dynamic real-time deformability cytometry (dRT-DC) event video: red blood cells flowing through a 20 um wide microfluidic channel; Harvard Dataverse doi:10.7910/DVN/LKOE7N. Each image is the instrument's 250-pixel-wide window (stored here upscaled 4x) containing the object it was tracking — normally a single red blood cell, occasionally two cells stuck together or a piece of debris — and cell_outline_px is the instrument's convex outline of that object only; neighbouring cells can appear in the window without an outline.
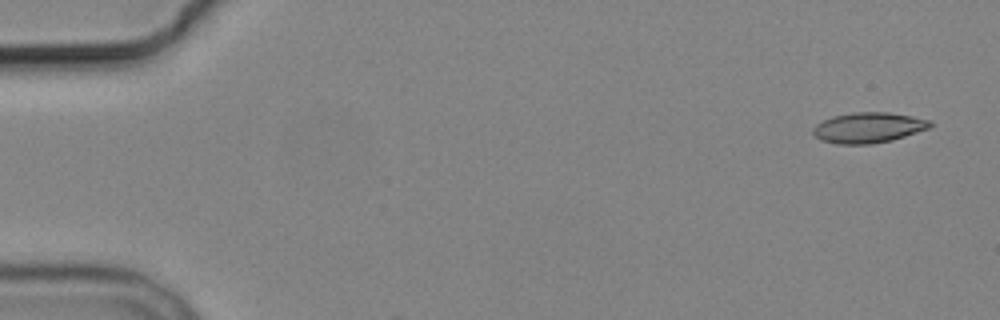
{"species": "common noctule bat (a hibernating species)", "species_latin": "Nyctalus noctula", "temperature_condition": "cold", "stored_images_in_passage": 2, "camera_frame_rate_fps": 3000, "um_per_image_px": 0.085, "animal": {"sex": "male", "body_mass_g": 19.2, "forearm_length_mm": 51.8}, "frame": {"image": 1, "passage_image": 1, "time_ms": 0.0, "image_size_px": [1000, 320], "cell_outline_px": [[932, 124], [928, 128], [892, 140], [872, 144], [836, 144], [820, 140], [812, 132], [812, 128], [816, 124], [832, 116], [852, 112], [888, 112], [912, 116], [932, 120]], "centroid_in_image_um": [73.79, 10.84], "position_along_channel_um": 11.2, "area_um2": 20.81}}